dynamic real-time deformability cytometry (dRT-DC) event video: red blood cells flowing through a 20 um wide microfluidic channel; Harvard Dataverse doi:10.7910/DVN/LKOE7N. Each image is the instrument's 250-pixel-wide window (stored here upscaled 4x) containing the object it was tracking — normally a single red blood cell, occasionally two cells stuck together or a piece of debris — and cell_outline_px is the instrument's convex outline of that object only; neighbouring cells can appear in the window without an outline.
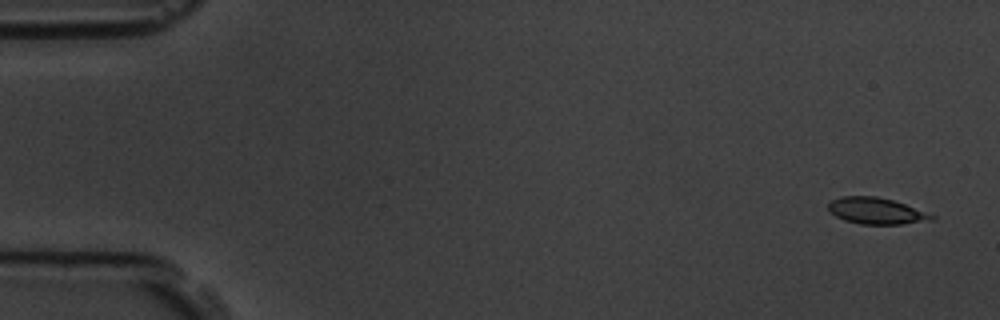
{"species": "common noctule bat (a hibernating species)", "species_latin": "Nyctalus noctula", "temperature_condition": "room temperature", "stored_images_in_passage": 5, "camera_frame_rate_fps": 3000, "um_per_image_px": 0.085, "animal": {"sex": "male", "body_mass_g": 19.5, "forearm_length_mm": 54.6}, "frame": {"image": 1, "passage_image": 1, "time_ms": 0.0, "image_size_px": [1000, 320], "cell_outline_px": [[936, 220], [900, 224], [860, 224], [844, 220], [836, 216], [828, 208], [828, 204], [832, 200], [840, 196], [876, 196], [892, 200], [904, 204], [936, 216]], "centroid_in_image_um": [74.48, 17.93], "position_along_channel_um": 10.5, "area_um2": 15.78}}
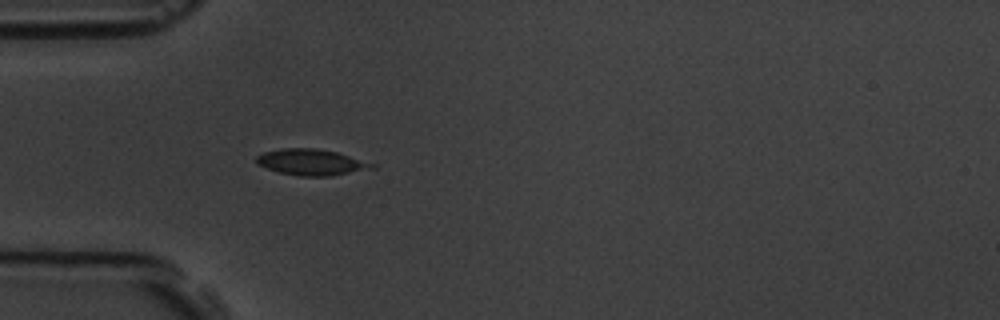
{"frame": {"image": 2, "passage_image": 5, "time_ms": 4.667, "image_size_px": [1000, 320], "cell_outline_px": [[376, 168], [332, 176], [300, 176], [280, 172], [256, 164], [256, 156], [264, 152], [280, 148], [316, 148], [336, 152], [376, 164]], "centroid_in_image_um": [26.47, 13.79], "position_along_channel_um": 58.5, "area_um2": 17.57}}